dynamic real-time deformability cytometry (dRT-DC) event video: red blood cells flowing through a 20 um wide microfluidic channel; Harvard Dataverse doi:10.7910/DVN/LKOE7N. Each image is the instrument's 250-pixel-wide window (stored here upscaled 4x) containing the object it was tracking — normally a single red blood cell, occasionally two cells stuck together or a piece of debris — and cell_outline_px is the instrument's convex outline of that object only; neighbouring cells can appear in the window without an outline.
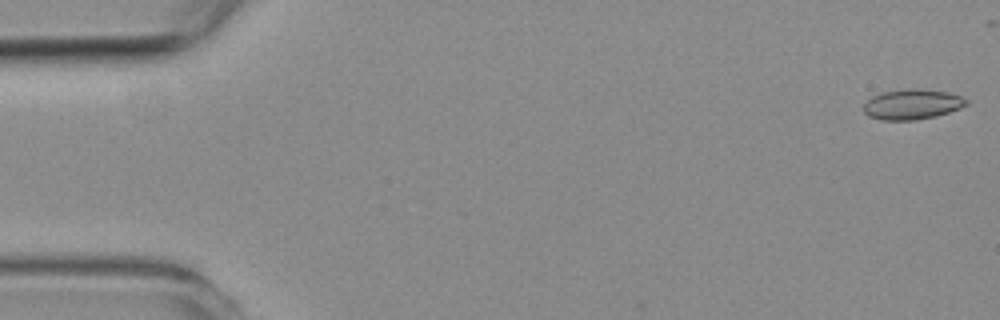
{"species": "common noctule bat (a hibernating species)", "species_latin": "Nyctalus noctula", "temperature_condition": "room temperature", "stored_images_in_passage": 49, "camera_frame_rate_fps": 3000, "um_per_image_px": 0.085, "animal": {"sex": "female", "body_mass_g": 19.3, "forearm_length_mm": 54.1}, "frame": {"image": 1, "passage_image": 1, "time_ms": 0.0, "image_size_px": [1000, 320], "cell_outline_px": [[968, 104], [960, 108], [936, 116], [912, 120], [884, 120], [868, 116], [864, 112], [864, 104], [872, 96], [880, 92], [908, 88], [920, 88], [948, 92], [960, 96], [968, 100]], "centroid_in_image_um": [77.53, 8.85], "position_along_channel_um": 7.5, "area_um2": 18.15}}
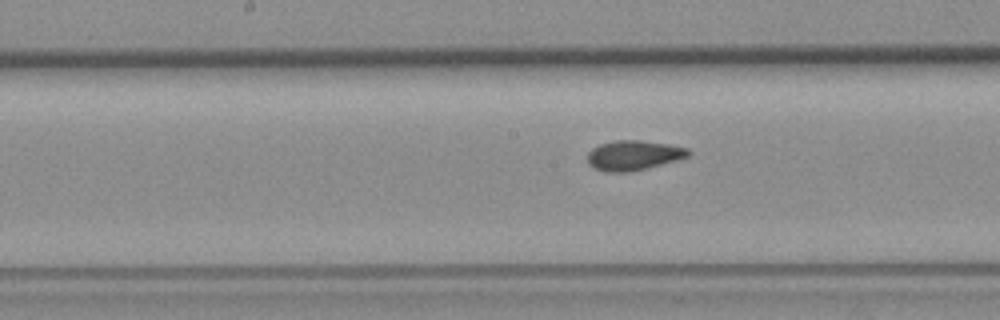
{"frame": {"image": 2, "passage_image": 28, "time_ms": 9.0, "image_size_px": [1000, 320], "cell_outline_px": [[692, 156], [628, 172], [608, 172], [596, 168], [588, 164], [588, 152], [592, 148], [600, 144], [616, 140], [640, 140], [668, 144], [688, 148], [692, 152]], "centroid_in_image_um": [53.87, 13.19], "position_along_channel_um": 194.3, "area_um2": 17.4}}
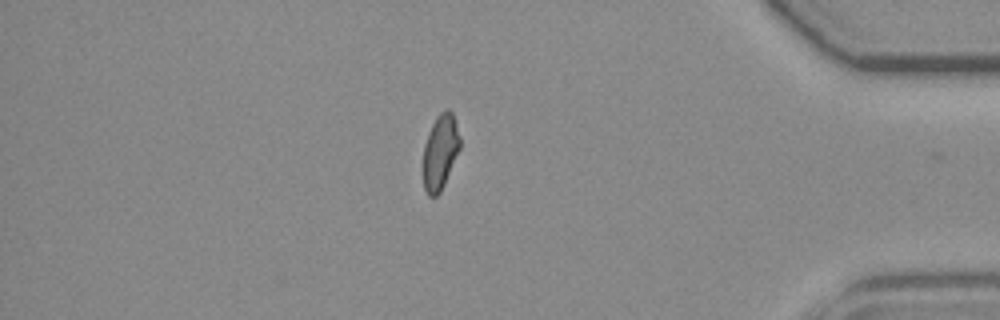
{"frame": {"image": 3, "passage_image": 48, "time_ms": 15.667, "image_size_px": [1000, 320], "cell_outline_px": [[460, 148], [444, 184], [440, 192], [436, 196], [428, 196], [424, 188], [424, 144], [428, 132], [436, 116], [444, 108], [448, 108], [452, 112], [460, 136]], "centroid_in_image_um": [37.42, 12.87], "position_along_channel_um": 397.8, "area_um2": 16.01}, "authors_computed_cell_mechanics": {"area_um2": 17.3978, "velocity_mm_per_s": 3.632, "shape_relaxation_time_tau1_ms": 10.4201, "shape_relaxation_time_tau2_ms": 2.652, "deformation_change_tau1": 0.1734, "deformation_change_tau2": 0.0707}}